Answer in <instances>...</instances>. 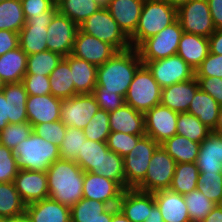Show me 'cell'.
<instances>
[{"instance_id":"obj_1","label":"cell","mask_w":222,"mask_h":222,"mask_svg":"<svg viewBox=\"0 0 222 222\" xmlns=\"http://www.w3.org/2000/svg\"><path fill=\"white\" fill-rule=\"evenodd\" d=\"M136 48L117 52L97 68L93 92H116L125 98L137 69L142 65Z\"/></svg>"},{"instance_id":"obj_2","label":"cell","mask_w":222,"mask_h":222,"mask_svg":"<svg viewBox=\"0 0 222 222\" xmlns=\"http://www.w3.org/2000/svg\"><path fill=\"white\" fill-rule=\"evenodd\" d=\"M84 173L73 160L52 163L46 171L49 197L71 209L83 198Z\"/></svg>"},{"instance_id":"obj_3","label":"cell","mask_w":222,"mask_h":222,"mask_svg":"<svg viewBox=\"0 0 222 222\" xmlns=\"http://www.w3.org/2000/svg\"><path fill=\"white\" fill-rule=\"evenodd\" d=\"M177 21V9L162 0H145L138 26L129 38L132 48Z\"/></svg>"},{"instance_id":"obj_4","label":"cell","mask_w":222,"mask_h":222,"mask_svg":"<svg viewBox=\"0 0 222 222\" xmlns=\"http://www.w3.org/2000/svg\"><path fill=\"white\" fill-rule=\"evenodd\" d=\"M19 169L46 172L60 159L59 147L39 137L35 132L20 142L13 150Z\"/></svg>"},{"instance_id":"obj_5","label":"cell","mask_w":222,"mask_h":222,"mask_svg":"<svg viewBox=\"0 0 222 222\" xmlns=\"http://www.w3.org/2000/svg\"><path fill=\"white\" fill-rule=\"evenodd\" d=\"M162 87L153 78L148 67L142 64L136 71L125 96V104L146 113L161 103Z\"/></svg>"},{"instance_id":"obj_6","label":"cell","mask_w":222,"mask_h":222,"mask_svg":"<svg viewBox=\"0 0 222 222\" xmlns=\"http://www.w3.org/2000/svg\"><path fill=\"white\" fill-rule=\"evenodd\" d=\"M79 29L112 45L118 52L132 48L129 38L120 29L107 8H100L93 13L79 25Z\"/></svg>"},{"instance_id":"obj_7","label":"cell","mask_w":222,"mask_h":222,"mask_svg":"<svg viewBox=\"0 0 222 222\" xmlns=\"http://www.w3.org/2000/svg\"><path fill=\"white\" fill-rule=\"evenodd\" d=\"M180 22L177 20L162 31L144 40L136 49L142 63L160 60L169 56L177 55L178 44L183 34Z\"/></svg>"},{"instance_id":"obj_8","label":"cell","mask_w":222,"mask_h":222,"mask_svg":"<svg viewBox=\"0 0 222 222\" xmlns=\"http://www.w3.org/2000/svg\"><path fill=\"white\" fill-rule=\"evenodd\" d=\"M159 146L151 137L144 135L123 157L126 189L136 188L144 180L153 153Z\"/></svg>"},{"instance_id":"obj_9","label":"cell","mask_w":222,"mask_h":222,"mask_svg":"<svg viewBox=\"0 0 222 222\" xmlns=\"http://www.w3.org/2000/svg\"><path fill=\"white\" fill-rule=\"evenodd\" d=\"M176 164L160 145L153 153L144 180L135 189L148 193L169 189Z\"/></svg>"},{"instance_id":"obj_10","label":"cell","mask_w":222,"mask_h":222,"mask_svg":"<svg viewBox=\"0 0 222 222\" xmlns=\"http://www.w3.org/2000/svg\"><path fill=\"white\" fill-rule=\"evenodd\" d=\"M177 20L185 33L209 37L216 29L207 0H191L177 10Z\"/></svg>"},{"instance_id":"obj_11","label":"cell","mask_w":222,"mask_h":222,"mask_svg":"<svg viewBox=\"0 0 222 222\" xmlns=\"http://www.w3.org/2000/svg\"><path fill=\"white\" fill-rule=\"evenodd\" d=\"M57 13L56 4L42 15L31 16L19 31V47L27 54H35L47 50V27Z\"/></svg>"},{"instance_id":"obj_12","label":"cell","mask_w":222,"mask_h":222,"mask_svg":"<svg viewBox=\"0 0 222 222\" xmlns=\"http://www.w3.org/2000/svg\"><path fill=\"white\" fill-rule=\"evenodd\" d=\"M98 110L99 105L92 93L76 94L62 99L60 120L67 128L75 127L83 130Z\"/></svg>"},{"instance_id":"obj_13","label":"cell","mask_w":222,"mask_h":222,"mask_svg":"<svg viewBox=\"0 0 222 222\" xmlns=\"http://www.w3.org/2000/svg\"><path fill=\"white\" fill-rule=\"evenodd\" d=\"M145 65L162 89L195 77V70L178 55L148 61Z\"/></svg>"},{"instance_id":"obj_14","label":"cell","mask_w":222,"mask_h":222,"mask_svg":"<svg viewBox=\"0 0 222 222\" xmlns=\"http://www.w3.org/2000/svg\"><path fill=\"white\" fill-rule=\"evenodd\" d=\"M78 29L77 24L57 12L47 27V50L67 57L72 53Z\"/></svg>"},{"instance_id":"obj_15","label":"cell","mask_w":222,"mask_h":222,"mask_svg":"<svg viewBox=\"0 0 222 222\" xmlns=\"http://www.w3.org/2000/svg\"><path fill=\"white\" fill-rule=\"evenodd\" d=\"M146 135L161 144L177 134V118L179 113L162 105L154 106L145 114Z\"/></svg>"},{"instance_id":"obj_16","label":"cell","mask_w":222,"mask_h":222,"mask_svg":"<svg viewBox=\"0 0 222 222\" xmlns=\"http://www.w3.org/2000/svg\"><path fill=\"white\" fill-rule=\"evenodd\" d=\"M117 52L112 45L78 29L71 55L99 67Z\"/></svg>"},{"instance_id":"obj_17","label":"cell","mask_w":222,"mask_h":222,"mask_svg":"<svg viewBox=\"0 0 222 222\" xmlns=\"http://www.w3.org/2000/svg\"><path fill=\"white\" fill-rule=\"evenodd\" d=\"M125 189L116 181L92 172L84 173L83 198L118 206Z\"/></svg>"},{"instance_id":"obj_18","label":"cell","mask_w":222,"mask_h":222,"mask_svg":"<svg viewBox=\"0 0 222 222\" xmlns=\"http://www.w3.org/2000/svg\"><path fill=\"white\" fill-rule=\"evenodd\" d=\"M13 183L26 205L49 197L46 172L19 169Z\"/></svg>"},{"instance_id":"obj_19","label":"cell","mask_w":222,"mask_h":222,"mask_svg":"<svg viewBox=\"0 0 222 222\" xmlns=\"http://www.w3.org/2000/svg\"><path fill=\"white\" fill-rule=\"evenodd\" d=\"M61 104L62 99L52 94L28 95L26 101L28 122L34 126L59 121Z\"/></svg>"},{"instance_id":"obj_20","label":"cell","mask_w":222,"mask_h":222,"mask_svg":"<svg viewBox=\"0 0 222 222\" xmlns=\"http://www.w3.org/2000/svg\"><path fill=\"white\" fill-rule=\"evenodd\" d=\"M155 205L153 193L129 188L123 191L117 207L131 222H145Z\"/></svg>"},{"instance_id":"obj_21","label":"cell","mask_w":222,"mask_h":222,"mask_svg":"<svg viewBox=\"0 0 222 222\" xmlns=\"http://www.w3.org/2000/svg\"><path fill=\"white\" fill-rule=\"evenodd\" d=\"M145 0H111L107 9L120 29L130 38L135 32Z\"/></svg>"},{"instance_id":"obj_22","label":"cell","mask_w":222,"mask_h":222,"mask_svg":"<svg viewBox=\"0 0 222 222\" xmlns=\"http://www.w3.org/2000/svg\"><path fill=\"white\" fill-rule=\"evenodd\" d=\"M29 222H71V209L48 197L26 205Z\"/></svg>"},{"instance_id":"obj_23","label":"cell","mask_w":222,"mask_h":222,"mask_svg":"<svg viewBox=\"0 0 222 222\" xmlns=\"http://www.w3.org/2000/svg\"><path fill=\"white\" fill-rule=\"evenodd\" d=\"M198 89L196 77L165 87L161 93V104L178 113L187 112Z\"/></svg>"},{"instance_id":"obj_24","label":"cell","mask_w":222,"mask_h":222,"mask_svg":"<svg viewBox=\"0 0 222 222\" xmlns=\"http://www.w3.org/2000/svg\"><path fill=\"white\" fill-rule=\"evenodd\" d=\"M199 173H222V134L212 131L199 148Z\"/></svg>"},{"instance_id":"obj_25","label":"cell","mask_w":222,"mask_h":222,"mask_svg":"<svg viewBox=\"0 0 222 222\" xmlns=\"http://www.w3.org/2000/svg\"><path fill=\"white\" fill-rule=\"evenodd\" d=\"M164 222H191L183 195L170 189L153 193Z\"/></svg>"},{"instance_id":"obj_26","label":"cell","mask_w":222,"mask_h":222,"mask_svg":"<svg viewBox=\"0 0 222 222\" xmlns=\"http://www.w3.org/2000/svg\"><path fill=\"white\" fill-rule=\"evenodd\" d=\"M109 127L113 132L146 135L145 115L124 104L115 111L109 112Z\"/></svg>"},{"instance_id":"obj_27","label":"cell","mask_w":222,"mask_h":222,"mask_svg":"<svg viewBox=\"0 0 222 222\" xmlns=\"http://www.w3.org/2000/svg\"><path fill=\"white\" fill-rule=\"evenodd\" d=\"M209 54V38L183 32L177 55L196 70Z\"/></svg>"},{"instance_id":"obj_28","label":"cell","mask_w":222,"mask_h":222,"mask_svg":"<svg viewBox=\"0 0 222 222\" xmlns=\"http://www.w3.org/2000/svg\"><path fill=\"white\" fill-rule=\"evenodd\" d=\"M72 72L76 94H91L97 83V66L69 54L64 57Z\"/></svg>"},{"instance_id":"obj_29","label":"cell","mask_w":222,"mask_h":222,"mask_svg":"<svg viewBox=\"0 0 222 222\" xmlns=\"http://www.w3.org/2000/svg\"><path fill=\"white\" fill-rule=\"evenodd\" d=\"M2 92L7 102V116L9 123L28 122L26 101L27 92L23 82L5 84Z\"/></svg>"},{"instance_id":"obj_30","label":"cell","mask_w":222,"mask_h":222,"mask_svg":"<svg viewBox=\"0 0 222 222\" xmlns=\"http://www.w3.org/2000/svg\"><path fill=\"white\" fill-rule=\"evenodd\" d=\"M27 56L20 47L0 56V77L5 84L23 80L27 71Z\"/></svg>"},{"instance_id":"obj_31","label":"cell","mask_w":222,"mask_h":222,"mask_svg":"<svg viewBox=\"0 0 222 222\" xmlns=\"http://www.w3.org/2000/svg\"><path fill=\"white\" fill-rule=\"evenodd\" d=\"M220 105L208 93L200 88L195 92L187 113L196 116L205 126L215 130L218 121Z\"/></svg>"},{"instance_id":"obj_32","label":"cell","mask_w":222,"mask_h":222,"mask_svg":"<svg viewBox=\"0 0 222 222\" xmlns=\"http://www.w3.org/2000/svg\"><path fill=\"white\" fill-rule=\"evenodd\" d=\"M200 144L201 143L191 141L185 136L175 134L160 145L176 161V163L179 164L196 162Z\"/></svg>"},{"instance_id":"obj_33","label":"cell","mask_w":222,"mask_h":222,"mask_svg":"<svg viewBox=\"0 0 222 222\" xmlns=\"http://www.w3.org/2000/svg\"><path fill=\"white\" fill-rule=\"evenodd\" d=\"M109 150L106 142L86 139L75 162L84 172L98 173V170H101L102 158Z\"/></svg>"},{"instance_id":"obj_34","label":"cell","mask_w":222,"mask_h":222,"mask_svg":"<svg viewBox=\"0 0 222 222\" xmlns=\"http://www.w3.org/2000/svg\"><path fill=\"white\" fill-rule=\"evenodd\" d=\"M51 94L60 99L75 96V86L68 61L63 57L49 75Z\"/></svg>"},{"instance_id":"obj_35","label":"cell","mask_w":222,"mask_h":222,"mask_svg":"<svg viewBox=\"0 0 222 222\" xmlns=\"http://www.w3.org/2000/svg\"><path fill=\"white\" fill-rule=\"evenodd\" d=\"M57 12L78 26L100 9L95 0H56Z\"/></svg>"},{"instance_id":"obj_36","label":"cell","mask_w":222,"mask_h":222,"mask_svg":"<svg viewBox=\"0 0 222 222\" xmlns=\"http://www.w3.org/2000/svg\"><path fill=\"white\" fill-rule=\"evenodd\" d=\"M26 204L21 199L13 182L0 183V219L24 215Z\"/></svg>"},{"instance_id":"obj_37","label":"cell","mask_w":222,"mask_h":222,"mask_svg":"<svg viewBox=\"0 0 222 222\" xmlns=\"http://www.w3.org/2000/svg\"><path fill=\"white\" fill-rule=\"evenodd\" d=\"M199 169L196 162L176 164L175 172L169 189L179 194H186L196 190Z\"/></svg>"},{"instance_id":"obj_38","label":"cell","mask_w":222,"mask_h":222,"mask_svg":"<svg viewBox=\"0 0 222 222\" xmlns=\"http://www.w3.org/2000/svg\"><path fill=\"white\" fill-rule=\"evenodd\" d=\"M25 23L21 0L0 2V30L19 33Z\"/></svg>"},{"instance_id":"obj_39","label":"cell","mask_w":222,"mask_h":222,"mask_svg":"<svg viewBox=\"0 0 222 222\" xmlns=\"http://www.w3.org/2000/svg\"><path fill=\"white\" fill-rule=\"evenodd\" d=\"M212 132L196 116L187 112L179 113L177 118V134L191 141L201 143Z\"/></svg>"},{"instance_id":"obj_40","label":"cell","mask_w":222,"mask_h":222,"mask_svg":"<svg viewBox=\"0 0 222 222\" xmlns=\"http://www.w3.org/2000/svg\"><path fill=\"white\" fill-rule=\"evenodd\" d=\"M58 53L46 50L27 56L26 74L49 76L62 60Z\"/></svg>"},{"instance_id":"obj_41","label":"cell","mask_w":222,"mask_h":222,"mask_svg":"<svg viewBox=\"0 0 222 222\" xmlns=\"http://www.w3.org/2000/svg\"><path fill=\"white\" fill-rule=\"evenodd\" d=\"M191 222H201L217 205L198 189L183 195Z\"/></svg>"},{"instance_id":"obj_42","label":"cell","mask_w":222,"mask_h":222,"mask_svg":"<svg viewBox=\"0 0 222 222\" xmlns=\"http://www.w3.org/2000/svg\"><path fill=\"white\" fill-rule=\"evenodd\" d=\"M109 207L104 202L82 198L71 208V221H92L101 217Z\"/></svg>"},{"instance_id":"obj_43","label":"cell","mask_w":222,"mask_h":222,"mask_svg":"<svg viewBox=\"0 0 222 222\" xmlns=\"http://www.w3.org/2000/svg\"><path fill=\"white\" fill-rule=\"evenodd\" d=\"M97 174L118 182L124 189H126L123 158L119 154L109 150L103 156L101 170H98Z\"/></svg>"},{"instance_id":"obj_44","label":"cell","mask_w":222,"mask_h":222,"mask_svg":"<svg viewBox=\"0 0 222 222\" xmlns=\"http://www.w3.org/2000/svg\"><path fill=\"white\" fill-rule=\"evenodd\" d=\"M110 132L109 112L100 108L83 129L86 139L98 142H106Z\"/></svg>"},{"instance_id":"obj_45","label":"cell","mask_w":222,"mask_h":222,"mask_svg":"<svg viewBox=\"0 0 222 222\" xmlns=\"http://www.w3.org/2000/svg\"><path fill=\"white\" fill-rule=\"evenodd\" d=\"M33 132V126L29 122L9 123L0 131V144L14 150L16 146L27 139Z\"/></svg>"},{"instance_id":"obj_46","label":"cell","mask_w":222,"mask_h":222,"mask_svg":"<svg viewBox=\"0 0 222 222\" xmlns=\"http://www.w3.org/2000/svg\"><path fill=\"white\" fill-rule=\"evenodd\" d=\"M85 140L86 137L82 129L67 128L63 141L59 146L60 159L75 161Z\"/></svg>"},{"instance_id":"obj_47","label":"cell","mask_w":222,"mask_h":222,"mask_svg":"<svg viewBox=\"0 0 222 222\" xmlns=\"http://www.w3.org/2000/svg\"><path fill=\"white\" fill-rule=\"evenodd\" d=\"M197 189L206 198L220 205L222 202V173H199Z\"/></svg>"},{"instance_id":"obj_48","label":"cell","mask_w":222,"mask_h":222,"mask_svg":"<svg viewBox=\"0 0 222 222\" xmlns=\"http://www.w3.org/2000/svg\"><path fill=\"white\" fill-rule=\"evenodd\" d=\"M142 136L144 135H131L111 131L106 144L112 152L119 154L123 158L135 147Z\"/></svg>"},{"instance_id":"obj_49","label":"cell","mask_w":222,"mask_h":222,"mask_svg":"<svg viewBox=\"0 0 222 222\" xmlns=\"http://www.w3.org/2000/svg\"><path fill=\"white\" fill-rule=\"evenodd\" d=\"M66 131L67 127L61 120L56 122H45L33 126V132L58 147L61 145Z\"/></svg>"},{"instance_id":"obj_50","label":"cell","mask_w":222,"mask_h":222,"mask_svg":"<svg viewBox=\"0 0 222 222\" xmlns=\"http://www.w3.org/2000/svg\"><path fill=\"white\" fill-rule=\"evenodd\" d=\"M19 168L13 150L0 144V183L14 182Z\"/></svg>"},{"instance_id":"obj_51","label":"cell","mask_w":222,"mask_h":222,"mask_svg":"<svg viewBox=\"0 0 222 222\" xmlns=\"http://www.w3.org/2000/svg\"><path fill=\"white\" fill-rule=\"evenodd\" d=\"M22 82L28 95L51 94L49 76L25 74Z\"/></svg>"},{"instance_id":"obj_52","label":"cell","mask_w":222,"mask_h":222,"mask_svg":"<svg viewBox=\"0 0 222 222\" xmlns=\"http://www.w3.org/2000/svg\"><path fill=\"white\" fill-rule=\"evenodd\" d=\"M195 77H218L222 78V55L212 54L202 61L195 70Z\"/></svg>"},{"instance_id":"obj_53","label":"cell","mask_w":222,"mask_h":222,"mask_svg":"<svg viewBox=\"0 0 222 222\" xmlns=\"http://www.w3.org/2000/svg\"><path fill=\"white\" fill-rule=\"evenodd\" d=\"M100 109L107 112L115 111L125 104V98L116 92H93L92 93Z\"/></svg>"},{"instance_id":"obj_54","label":"cell","mask_w":222,"mask_h":222,"mask_svg":"<svg viewBox=\"0 0 222 222\" xmlns=\"http://www.w3.org/2000/svg\"><path fill=\"white\" fill-rule=\"evenodd\" d=\"M199 88L211 95L217 103L222 105V78L218 77H196Z\"/></svg>"},{"instance_id":"obj_55","label":"cell","mask_w":222,"mask_h":222,"mask_svg":"<svg viewBox=\"0 0 222 222\" xmlns=\"http://www.w3.org/2000/svg\"><path fill=\"white\" fill-rule=\"evenodd\" d=\"M22 9L27 20L31 16L42 15L49 11L56 3V0H21Z\"/></svg>"},{"instance_id":"obj_56","label":"cell","mask_w":222,"mask_h":222,"mask_svg":"<svg viewBox=\"0 0 222 222\" xmlns=\"http://www.w3.org/2000/svg\"><path fill=\"white\" fill-rule=\"evenodd\" d=\"M19 47V33L0 30V56Z\"/></svg>"},{"instance_id":"obj_57","label":"cell","mask_w":222,"mask_h":222,"mask_svg":"<svg viewBox=\"0 0 222 222\" xmlns=\"http://www.w3.org/2000/svg\"><path fill=\"white\" fill-rule=\"evenodd\" d=\"M215 29H222V0H207Z\"/></svg>"},{"instance_id":"obj_58","label":"cell","mask_w":222,"mask_h":222,"mask_svg":"<svg viewBox=\"0 0 222 222\" xmlns=\"http://www.w3.org/2000/svg\"><path fill=\"white\" fill-rule=\"evenodd\" d=\"M208 38L209 52L222 55V29L215 30Z\"/></svg>"},{"instance_id":"obj_59","label":"cell","mask_w":222,"mask_h":222,"mask_svg":"<svg viewBox=\"0 0 222 222\" xmlns=\"http://www.w3.org/2000/svg\"><path fill=\"white\" fill-rule=\"evenodd\" d=\"M9 124V118L7 116V102L5 95L0 91V131Z\"/></svg>"},{"instance_id":"obj_60","label":"cell","mask_w":222,"mask_h":222,"mask_svg":"<svg viewBox=\"0 0 222 222\" xmlns=\"http://www.w3.org/2000/svg\"><path fill=\"white\" fill-rule=\"evenodd\" d=\"M118 210L117 206H110L101 217L93 219L92 221H71V222H111L113 214Z\"/></svg>"},{"instance_id":"obj_61","label":"cell","mask_w":222,"mask_h":222,"mask_svg":"<svg viewBox=\"0 0 222 222\" xmlns=\"http://www.w3.org/2000/svg\"><path fill=\"white\" fill-rule=\"evenodd\" d=\"M201 222H222V206L216 205Z\"/></svg>"},{"instance_id":"obj_62","label":"cell","mask_w":222,"mask_h":222,"mask_svg":"<svg viewBox=\"0 0 222 222\" xmlns=\"http://www.w3.org/2000/svg\"><path fill=\"white\" fill-rule=\"evenodd\" d=\"M145 222H164V219L162 218L161 212L157 205H155L150 211L149 215L147 216V219Z\"/></svg>"},{"instance_id":"obj_63","label":"cell","mask_w":222,"mask_h":222,"mask_svg":"<svg viewBox=\"0 0 222 222\" xmlns=\"http://www.w3.org/2000/svg\"><path fill=\"white\" fill-rule=\"evenodd\" d=\"M162 1H164L166 4L178 10L180 7L190 2L191 0H162Z\"/></svg>"},{"instance_id":"obj_64","label":"cell","mask_w":222,"mask_h":222,"mask_svg":"<svg viewBox=\"0 0 222 222\" xmlns=\"http://www.w3.org/2000/svg\"><path fill=\"white\" fill-rule=\"evenodd\" d=\"M111 222H131L125 215L118 209L112 216Z\"/></svg>"},{"instance_id":"obj_65","label":"cell","mask_w":222,"mask_h":222,"mask_svg":"<svg viewBox=\"0 0 222 222\" xmlns=\"http://www.w3.org/2000/svg\"><path fill=\"white\" fill-rule=\"evenodd\" d=\"M214 132L222 134V105L220 106V109H219L218 121H217Z\"/></svg>"},{"instance_id":"obj_66","label":"cell","mask_w":222,"mask_h":222,"mask_svg":"<svg viewBox=\"0 0 222 222\" xmlns=\"http://www.w3.org/2000/svg\"><path fill=\"white\" fill-rule=\"evenodd\" d=\"M3 222H29V220L24 214L22 216L15 217V218L3 219Z\"/></svg>"},{"instance_id":"obj_67","label":"cell","mask_w":222,"mask_h":222,"mask_svg":"<svg viewBox=\"0 0 222 222\" xmlns=\"http://www.w3.org/2000/svg\"><path fill=\"white\" fill-rule=\"evenodd\" d=\"M95 1L100 6V8H107V6L111 0H95Z\"/></svg>"},{"instance_id":"obj_68","label":"cell","mask_w":222,"mask_h":222,"mask_svg":"<svg viewBox=\"0 0 222 222\" xmlns=\"http://www.w3.org/2000/svg\"><path fill=\"white\" fill-rule=\"evenodd\" d=\"M5 83L2 81L1 77H0V91H2V89L4 88Z\"/></svg>"}]
</instances>
